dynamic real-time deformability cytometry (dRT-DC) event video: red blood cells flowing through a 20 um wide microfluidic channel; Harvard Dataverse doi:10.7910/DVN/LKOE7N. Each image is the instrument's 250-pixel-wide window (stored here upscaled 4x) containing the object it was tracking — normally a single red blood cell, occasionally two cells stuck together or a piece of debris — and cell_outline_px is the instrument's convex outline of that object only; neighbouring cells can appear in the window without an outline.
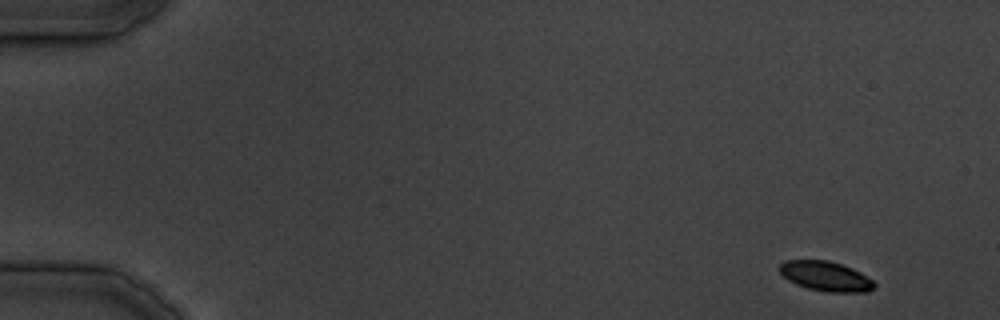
{"species": "common noctule bat (a hibernating species)", "species_latin": "Nyctalus noctula", "temperature_condition": "cold", "stored_images_in_passage": 10, "camera_frame_rate_fps": 3000, "um_per_image_px": 0.085, "animal": {"sex": "male", "body_mass_g": 19.5, "forearm_length_mm": 54.6}, "frame": {"image": 1, "passage_image": 1, "time_ms": 0.0, "image_size_px": [1000, 320], "cell_outline_px": [[876, 288], [868, 292], [824, 292], [808, 288], [796, 284], [788, 280], [780, 272], [780, 264], [784, 260], [828, 260], [852, 268], [860, 272], [872, 280], [876, 284]], "centroid_in_image_um": [70.21, 23.49], "position_along_channel_um": 14.8, "area_um2": 16.47}}